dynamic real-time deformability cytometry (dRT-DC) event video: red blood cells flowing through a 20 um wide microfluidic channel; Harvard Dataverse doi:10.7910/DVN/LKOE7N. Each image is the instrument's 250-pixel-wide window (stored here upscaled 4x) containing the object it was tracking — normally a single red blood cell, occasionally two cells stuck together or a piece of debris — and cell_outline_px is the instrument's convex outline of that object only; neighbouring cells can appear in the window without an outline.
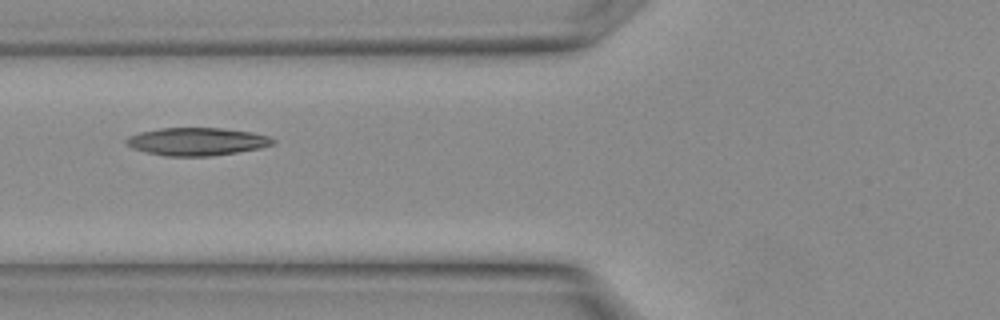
{"species": "Egyptian fruit bat (a non-hibernating species)", "species_latin": "Rousettus aegyptiacus", "temperature_condition": "warm", "stored_images_in_passage": 11, "camera_frame_rate_fps": 3000, "um_per_image_px": 0.085, "animal": {"sex": "female"}, "frame": {"image": 1, "passage_image": 4, "time_ms": 1.0, "image_size_px": [1000, 320], "cell_outline_px": [[276, 144], [260, 148], [236, 152], [208, 156], [164, 156], [132, 148], [124, 144], [124, 140], [128, 136], [140, 132], [160, 128], [220, 128], [252, 132], [268, 136], [276, 140]], "centroid_in_image_um": [16.72, 12.03], "position_along_channel_um": 109.1, "area_um2": 23.81}}